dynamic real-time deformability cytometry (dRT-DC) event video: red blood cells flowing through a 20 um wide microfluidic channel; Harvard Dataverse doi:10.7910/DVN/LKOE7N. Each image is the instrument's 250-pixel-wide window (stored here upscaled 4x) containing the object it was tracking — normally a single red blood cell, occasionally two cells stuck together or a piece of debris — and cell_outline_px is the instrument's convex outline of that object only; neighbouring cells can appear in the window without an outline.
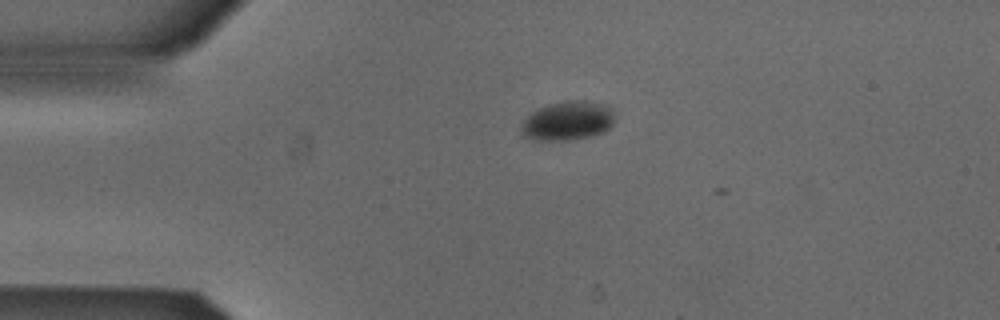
{"species": "Egyptian fruit bat (a non-hibernating species)", "species_latin": "Rousettus aegyptiacus", "temperature_condition": "cold", "stored_images_in_passage": 2, "camera_frame_rate_fps": 3000, "um_per_image_px": 0.085, "animal": {"sex": "male"}, "frame": {"image": 1, "passage_image": 1, "time_ms": 0.0, "image_size_px": [1000, 320], "cell_outline_px": [[612, 124], [604, 132], [592, 136], [572, 140], [532, 140], [524, 136], [520, 128], [524, 120], [532, 112], [548, 104], [564, 100], [584, 100], [604, 104], [612, 108]], "centroid_in_image_um": [48.24, 10.27], "position_along_channel_um": 36.8, "area_um2": 21.33}}